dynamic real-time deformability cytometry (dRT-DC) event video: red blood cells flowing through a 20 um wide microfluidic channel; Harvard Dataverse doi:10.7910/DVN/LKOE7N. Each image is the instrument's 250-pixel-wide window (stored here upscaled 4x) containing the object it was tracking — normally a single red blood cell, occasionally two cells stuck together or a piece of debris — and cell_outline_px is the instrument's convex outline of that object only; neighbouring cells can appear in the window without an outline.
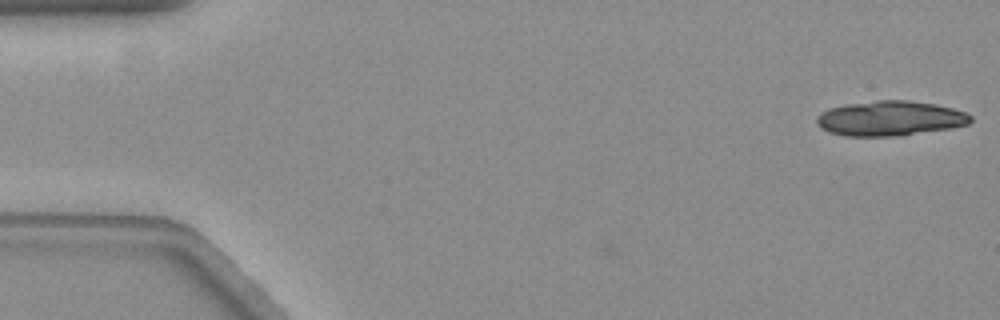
{"species": "common noctule bat (a hibernating species)", "species_latin": "Nyctalus noctula", "temperature_condition": "warm", "stored_images_in_passage": 13, "camera_frame_rate_fps": 3000, "um_per_image_px": 0.085, "animal": {"sex": "female", "body_mass_g": 19.3, "forearm_length_mm": 54.1}, "frame": {"image": 1, "passage_image": 1, "time_ms": 0.0, "image_size_px": [1000, 320], "cell_outline_px": [[972, 120], [968, 124], [948, 128], [892, 136], [844, 136], [828, 132], [820, 128], [816, 124], [816, 116], [820, 112], [828, 108], [844, 104], [876, 100], [908, 100], [936, 104], [952, 108], [964, 112], [972, 116]], "centroid_in_image_um": [75.57, 10.05], "position_along_channel_um": 9.4, "area_um2": 31.33}}